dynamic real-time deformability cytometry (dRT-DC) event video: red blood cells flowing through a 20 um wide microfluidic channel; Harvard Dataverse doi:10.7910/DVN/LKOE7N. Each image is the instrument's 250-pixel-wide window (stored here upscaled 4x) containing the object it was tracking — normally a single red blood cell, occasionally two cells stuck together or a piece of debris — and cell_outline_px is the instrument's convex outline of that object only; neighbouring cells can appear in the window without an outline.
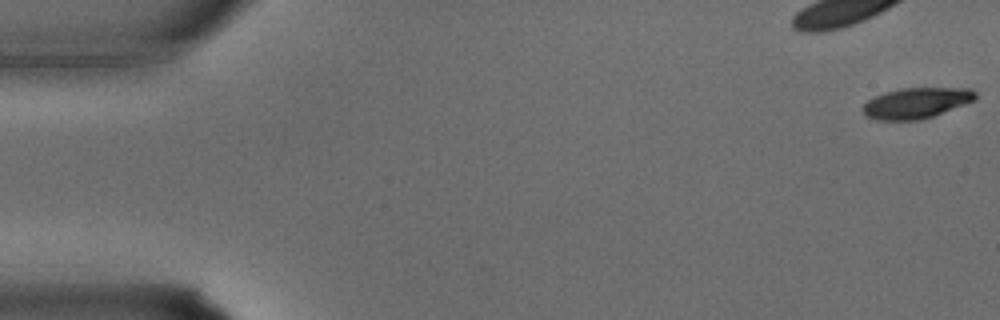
{"species": "common noctule bat (a hibernating species)", "species_latin": "Nyctalus noctula", "temperature_condition": "warm", "stored_images_in_passage": 2, "camera_frame_rate_fps": 3000, "um_per_image_px": 0.085, "animal": {"sex": "male", "body_mass_g": 15.6}, "frame": {"image": 1, "passage_image": 1, "time_ms": 0.0, "image_size_px": [1000, 320], "cell_outline_px": [[976, 100], [932, 116], [920, 120], [876, 120], [864, 116], [860, 108], [868, 100], [884, 92], [900, 88], [972, 88], [976, 92]], "centroid_in_image_um": [77.85, 8.76], "position_along_channel_um": 7.1, "area_um2": 20.29}}